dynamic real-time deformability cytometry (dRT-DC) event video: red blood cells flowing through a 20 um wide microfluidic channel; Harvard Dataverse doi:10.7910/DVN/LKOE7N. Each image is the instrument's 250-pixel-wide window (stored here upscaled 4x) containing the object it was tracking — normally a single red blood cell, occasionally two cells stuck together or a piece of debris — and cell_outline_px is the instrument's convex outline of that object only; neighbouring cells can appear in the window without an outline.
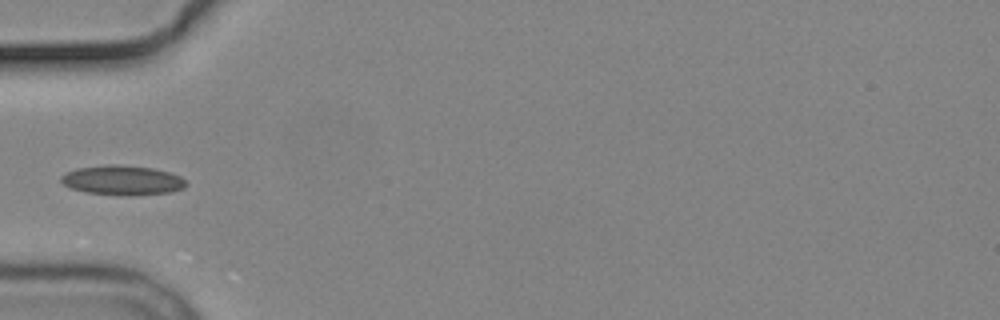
{"species": "common noctule bat (a hibernating species)", "species_latin": "Nyctalus noctula", "temperature_condition": "cold", "stored_images_in_passage": 5, "camera_frame_rate_fps": 3000, "um_per_image_px": 0.085, "animal": {"sex": "male", "body_mass_g": 19.2, "forearm_length_mm": 51.8}, "frame": {"image": 1, "passage_image": 2, "time_ms": 1.333, "image_size_px": [1000, 320], "cell_outline_px": [[188, 184], [184, 188], [172, 192], [128, 196], [84, 192], [72, 188], [64, 184], [60, 180], [60, 176], [76, 168], [108, 164], [116, 164], [152, 168], [168, 172], [180, 176]], "centroid_in_image_um": [10.41, 15.32], "position_along_channel_um": 74.6, "area_um2": 21.62}}
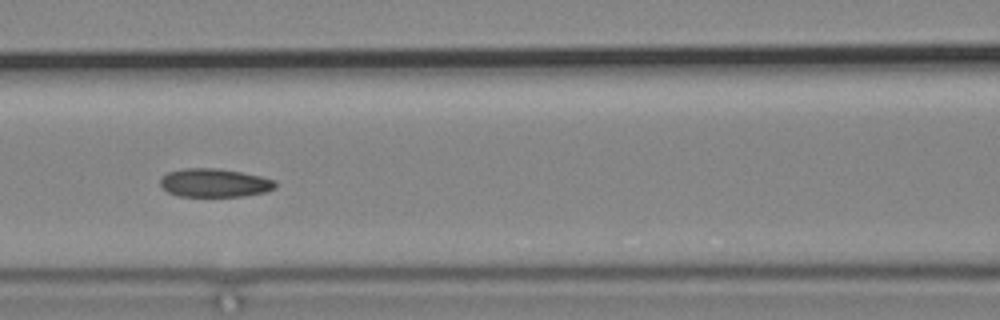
{"frame": {"image": 2, "passage_image": 4, "time_ms": 3.333, "image_size_px": [1000, 320], "cell_outline_px": [[276, 188], [264, 192], [244, 196], [180, 196], [168, 192], [160, 184], [160, 180], [168, 172], [184, 168], [216, 168], [240, 172], [260, 176], [276, 180]], "centroid_in_image_um": [18.25, 15.54], "position_along_channel_um": 148.3, "area_um2": 18.96}}
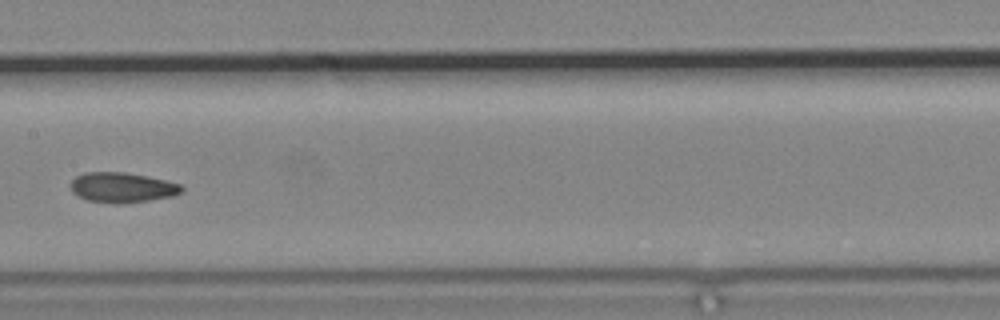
{"frame": {"image": 3, "passage_image": 5, "time_ms": 4.667, "image_size_px": [1000, 320], "cell_outline_px": [[184, 192], [172, 196], [148, 200], [88, 200], [72, 192], [68, 184], [76, 176], [84, 172], [124, 172], [164, 180], [180, 184], [184, 188]], "centroid_in_image_um": [10.38, 15.88], "position_along_channel_um": 197.0, "area_um2": 18.5}}